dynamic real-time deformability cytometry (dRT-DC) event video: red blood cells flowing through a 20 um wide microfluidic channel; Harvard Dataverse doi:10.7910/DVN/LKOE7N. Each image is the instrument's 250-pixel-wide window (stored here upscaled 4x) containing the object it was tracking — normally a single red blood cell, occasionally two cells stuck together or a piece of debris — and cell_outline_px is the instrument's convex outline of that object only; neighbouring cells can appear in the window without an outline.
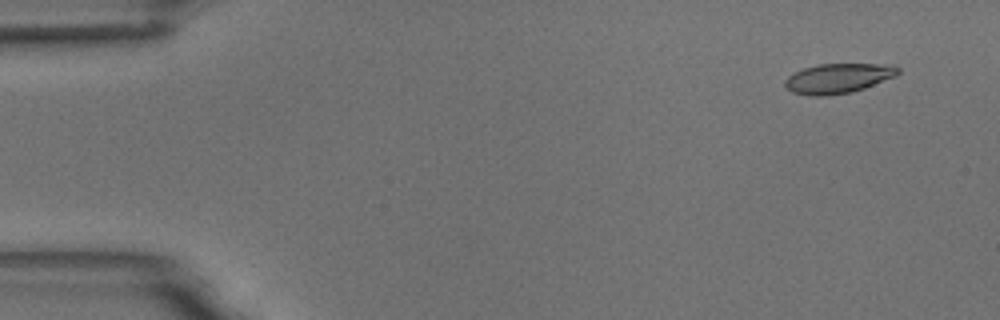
{"species": "common noctule bat (a hibernating species)", "species_latin": "Nyctalus noctula", "temperature_condition": "room temperature", "stored_images_in_passage": 8, "camera_frame_rate_fps": 3000, "um_per_image_px": 0.085, "animal": {"sex": "male", "body_mass_g": 18.8}, "frame": {"image": 1, "passage_image": 2, "time_ms": 1.0, "image_size_px": [1000, 320], "cell_outline_px": [[900, 72], [896, 76], [864, 88], [852, 92], [828, 96], [812, 96], [792, 92], [784, 84], [784, 80], [788, 76], [804, 68], [816, 64], [896, 64], [900, 68]], "centroid_in_image_um": [71.28, 6.65], "position_along_channel_um": 13.7, "area_um2": 19.77}}
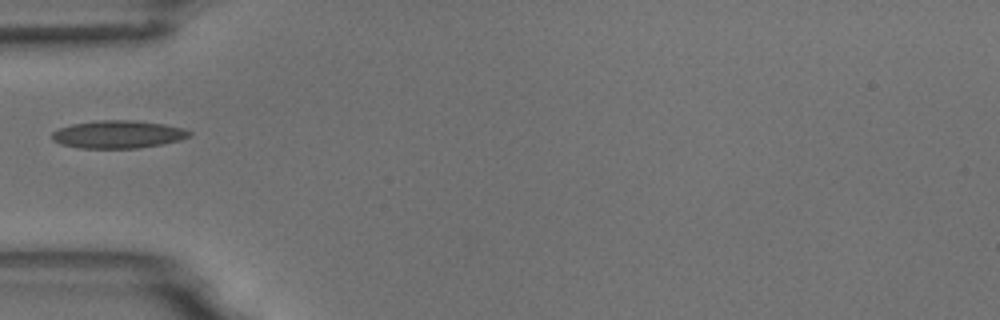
{"frame": {"image": 2, "passage_image": 5, "time_ms": 5.667, "image_size_px": [1000, 320], "cell_outline_px": [[192, 136], [180, 140], [160, 144], [136, 148], [80, 148], [60, 144], [52, 140], [52, 132], [60, 128], [72, 124], [100, 120], [132, 120], [164, 124], [184, 128], [192, 132]], "centroid_in_image_um": [10.05, 11.42], "position_along_channel_um": 75.0, "area_um2": 22.2}}